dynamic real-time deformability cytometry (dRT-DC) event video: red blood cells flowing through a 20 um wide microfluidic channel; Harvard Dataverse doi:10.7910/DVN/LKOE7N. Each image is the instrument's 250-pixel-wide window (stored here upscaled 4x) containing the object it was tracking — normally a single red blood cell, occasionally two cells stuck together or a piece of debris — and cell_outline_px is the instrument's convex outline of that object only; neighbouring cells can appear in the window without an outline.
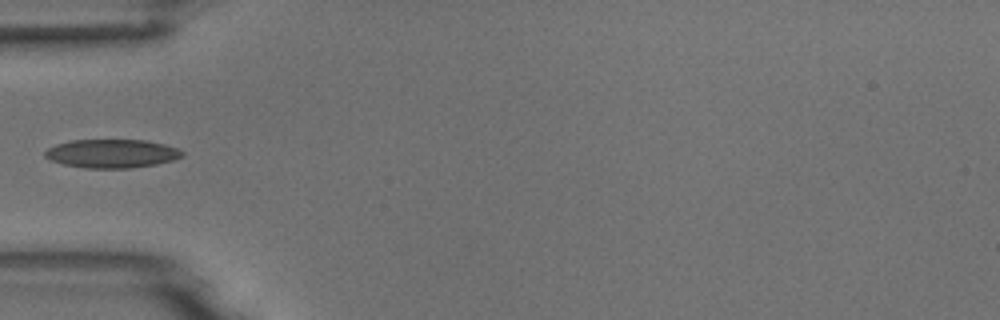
{"species": "common noctule bat (a hibernating species)", "species_latin": "Nyctalus noctula", "temperature_condition": "room temperature", "stored_images_in_passage": 2, "camera_frame_rate_fps": 3000, "um_per_image_px": 0.085, "animal": {"sex": "male", "body_mass_g": 18.8}, "frame": {"image": 1, "passage_image": 1, "time_ms": 0.0, "image_size_px": [1000, 320], "cell_outline_px": [[184, 156], [172, 160], [156, 164], [132, 168], [84, 168], [64, 164], [52, 160], [44, 156], [44, 152], [48, 148], [56, 144], [72, 140], [144, 140], [164, 144], [176, 148], [184, 152]], "centroid_in_image_um": [9.51, 13.05], "position_along_channel_um": 75.5, "area_um2": 22.77}}